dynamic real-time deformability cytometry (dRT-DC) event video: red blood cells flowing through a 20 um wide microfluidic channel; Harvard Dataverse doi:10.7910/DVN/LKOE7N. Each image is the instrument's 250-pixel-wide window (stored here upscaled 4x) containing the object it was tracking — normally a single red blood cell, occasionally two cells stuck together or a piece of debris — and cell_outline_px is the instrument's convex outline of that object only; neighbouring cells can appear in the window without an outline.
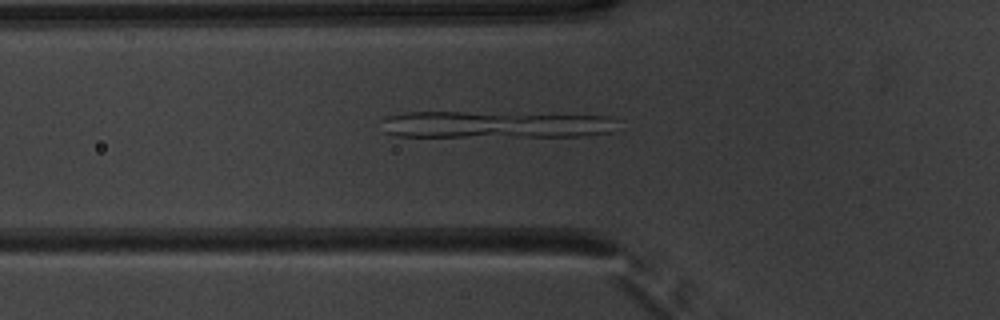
{"species": "common noctule bat (a hibernating species)", "species_latin": "Nyctalus noctula", "temperature_condition": "warm", "stored_images_in_passage": 45, "camera_frame_rate_fps": 3000, "um_per_image_px": 0.085, "animal": {"sex": "male", "body_mass_g": 20.1, "forearm_length_mm": 53.5}, "frame": {"image": 1, "passage_image": 12, "time_ms": 3.667, "image_size_px": [1000, 320], "cell_outline_px": [[616, 120], [612, 132], [580, 136], [396, 136], [384, 132], [380, 120], [384, 116], [408, 112], [464, 112], [608, 116]], "centroid_in_image_um": [42.01, 10.59], "position_along_channel_um": 83.8, "area_um2": 36.76}}
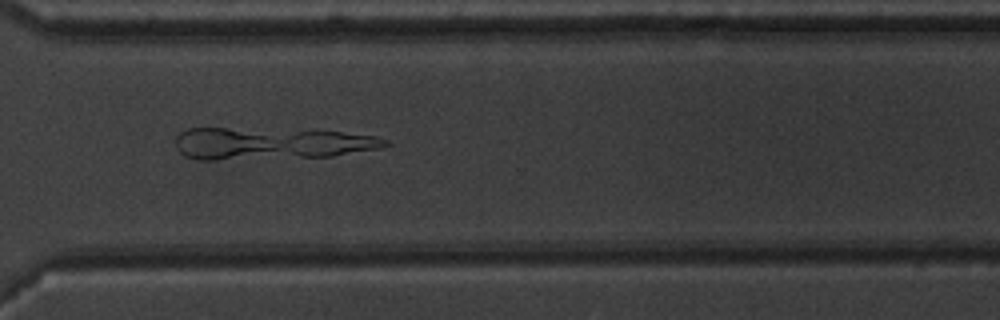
{"frame": {"image": 2, "passage_image": 32, "time_ms": 10.333, "image_size_px": [1000, 320], "cell_outline_px": [[388, 144], [380, 148], [332, 156], [216, 160], [200, 160], [184, 156], [176, 148], [176, 136], [180, 132], [188, 128], [224, 128], [340, 132], [376, 136], [388, 140]], "centroid_in_image_um": [22.96, 12.21], "position_along_channel_um": 347.6, "area_um2": 38.67}}